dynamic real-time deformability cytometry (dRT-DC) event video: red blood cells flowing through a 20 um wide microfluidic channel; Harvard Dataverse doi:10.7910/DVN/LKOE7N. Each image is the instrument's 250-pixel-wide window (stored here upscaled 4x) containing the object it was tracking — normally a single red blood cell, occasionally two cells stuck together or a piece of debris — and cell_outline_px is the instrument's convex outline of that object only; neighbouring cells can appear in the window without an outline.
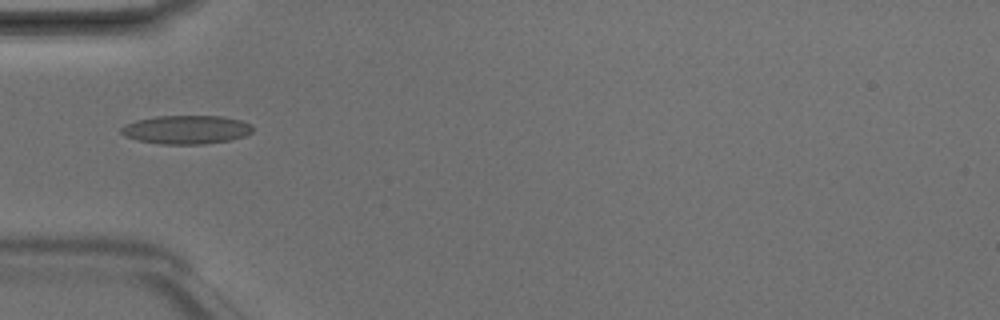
{"species": "Egyptian fruit bat (a non-hibernating species)", "species_latin": "Rousettus aegyptiacus", "temperature_condition": "room temperature", "stored_images_in_passage": 5, "camera_frame_rate_fps": 3000, "um_per_image_px": 0.085, "animal": {"sex": "male"}, "frame": {"image": 1, "passage_image": 5, "time_ms": 1.333, "image_size_px": [1000, 320], "cell_outline_px": [[252, 132], [244, 136], [228, 140], [204, 144], [160, 144], [136, 140], [124, 136], [120, 132], [120, 128], [136, 120], [156, 116], [220, 116], [240, 120], [252, 124]], "centroid_in_image_um": [15.82, 11.02], "position_along_channel_um": 69.2, "area_um2": 21.91}}